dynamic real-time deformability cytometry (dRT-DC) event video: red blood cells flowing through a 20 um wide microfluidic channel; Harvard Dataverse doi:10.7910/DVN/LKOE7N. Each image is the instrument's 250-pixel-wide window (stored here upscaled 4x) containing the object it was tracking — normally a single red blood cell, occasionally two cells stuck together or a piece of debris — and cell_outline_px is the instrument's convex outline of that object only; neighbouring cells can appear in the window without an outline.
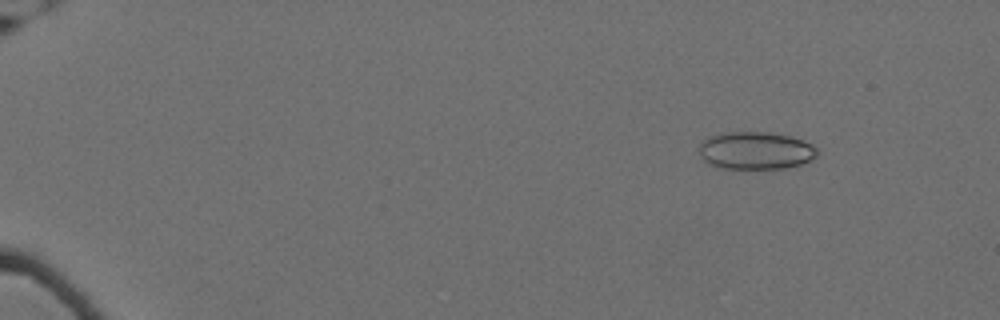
{"species": "Egyptian fruit bat (a non-hibernating species)", "species_latin": "Rousettus aegyptiacus", "temperature_condition": "cold", "stored_images_in_passage": 61, "camera_frame_rate_fps": 3000, "um_per_image_px": 0.085, "animal": {"sex": "female"}, "frame": {"image": 1, "passage_image": 9, "time_ms": 2.667, "image_size_px": [1000, 320], "cell_outline_px": [[816, 156], [812, 160], [800, 164], [784, 168], [716, 168], [708, 164], [700, 156], [700, 144], [708, 136], [720, 132], [768, 132], [788, 136], [812, 144], [816, 148]], "centroid_in_image_um": [64.18, 12.8], "position_along_channel_um": 20.8, "area_um2": 25.84}}
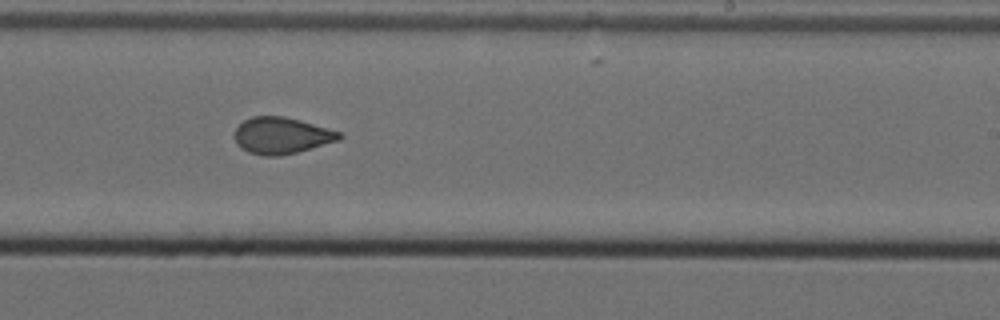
{"frame": {"image": 2, "passage_image": 41, "time_ms": 13.333, "image_size_px": [1000, 320], "cell_outline_px": [[344, 136], [340, 140], [296, 152], [280, 156], [264, 156], [248, 152], [240, 148], [236, 144], [232, 136], [236, 128], [244, 120], [252, 116], [284, 116], [300, 120], [340, 132]], "centroid_in_image_um": [23.89, 11.52], "position_along_channel_um": 265.1, "area_um2": 22.43}}
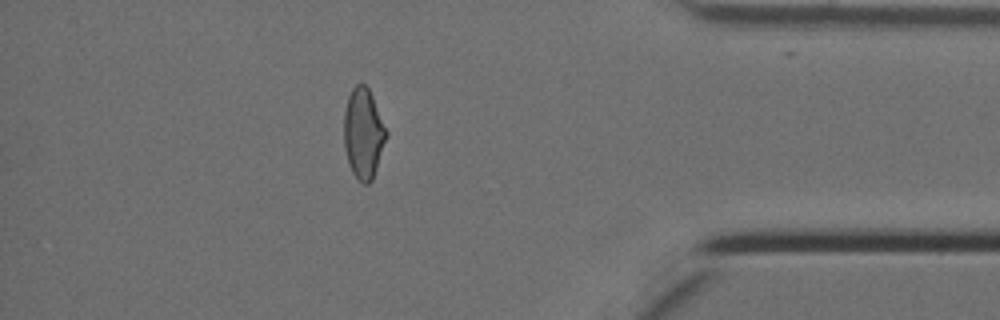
{"frame": {"image": 3, "passage_image": 55, "time_ms": 18.0, "image_size_px": [1000, 320], "cell_outline_px": [[388, 132], [372, 180], [368, 184], [364, 184], [352, 172], [348, 164], [344, 148], [344, 112], [348, 96], [352, 88], [356, 84], [364, 84], [368, 88], [372, 96]], "centroid_in_image_um": [30.87, 11.33], "position_along_channel_um": 404.3, "area_um2": 22.08}, "authors_computed_cell_mechanics": {"area_um2": 23.2934, "velocity_mm_per_s": 3.5161, "shape_relaxation_time_tau1_ms": null, "shape_relaxation_time_tau2_ms": 1.2424, "deformation_change_tau1": null, "deformation_change_tau2": 0.0686}}